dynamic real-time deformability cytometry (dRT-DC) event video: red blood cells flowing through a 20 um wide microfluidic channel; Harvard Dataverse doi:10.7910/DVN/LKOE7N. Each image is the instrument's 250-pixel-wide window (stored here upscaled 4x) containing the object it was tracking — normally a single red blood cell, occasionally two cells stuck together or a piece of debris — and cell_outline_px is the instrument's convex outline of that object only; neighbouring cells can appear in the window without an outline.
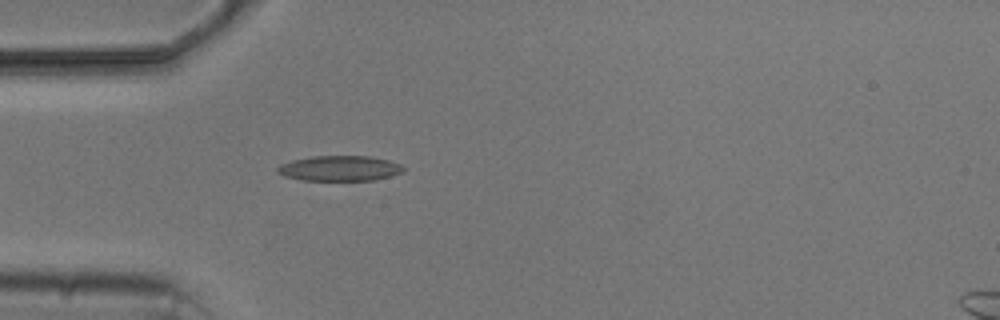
{"species": "common noctule bat (a hibernating species)", "species_latin": "Nyctalus noctula", "temperature_condition": "cold", "stored_images_in_passage": 2, "camera_frame_rate_fps": 3000, "um_per_image_px": 0.085, "animal": {"sex": "male", "body_mass_g": 20.5, "forearm_length_mm": 52.5}, "frame": {"image": 1, "passage_image": 2, "time_ms": 1.0, "image_size_px": [1000, 320], "cell_outline_px": [[404, 168], [400, 172], [392, 176], [376, 180], [300, 180], [284, 176], [276, 172], [276, 168], [280, 164], [292, 160], [312, 156], [368, 156], [388, 160], [400, 164]], "centroid_in_image_um": [28.83, 14.31], "position_along_channel_um": 56.2, "area_um2": 18.55}}